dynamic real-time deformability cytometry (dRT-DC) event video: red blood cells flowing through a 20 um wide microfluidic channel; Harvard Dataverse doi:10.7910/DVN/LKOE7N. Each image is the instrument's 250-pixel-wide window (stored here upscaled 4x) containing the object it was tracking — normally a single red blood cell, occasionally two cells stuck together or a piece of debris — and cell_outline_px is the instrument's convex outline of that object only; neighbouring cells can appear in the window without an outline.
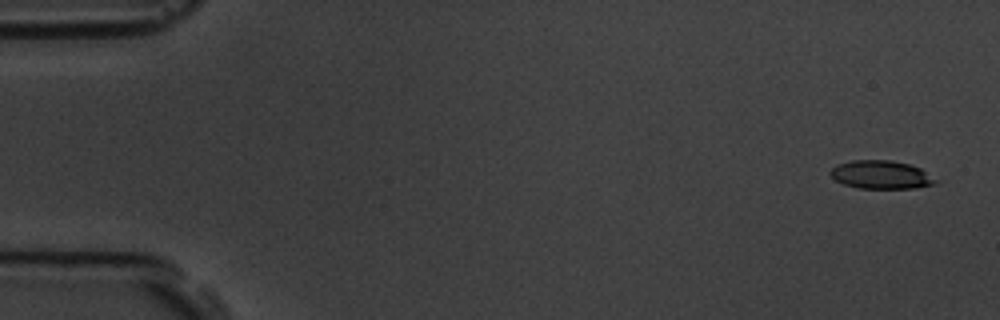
{"species": "common noctule bat (a hibernating species)", "species_latin": "Nyctalus noctula", "temperature_condition": "room temperature", "stored_images_in_passage": 5, "camera_frame_rate_fps": 3000, "um_per_image_px": 0.085, "animal": {"sex": "male", "body_mass_g": 19.5, "forearm_length_mm": 54.6}, "frame": {"image": 1, "passage_image": 1, "time_ms": 0.0, "image_size_px": [1000, 320], "cell_outline_px": [[940, 180], [936, 184], [916, 188], [856, 188], [844, 184], [836, 180], [828, 172], [836, 164], [852, 160], [892, 160], [908, 164], [920, 168]], "centroid_in_image_um": [74.91, 14.85], "position_along_channel_um": 10.1, "area_um2": 17.51}}